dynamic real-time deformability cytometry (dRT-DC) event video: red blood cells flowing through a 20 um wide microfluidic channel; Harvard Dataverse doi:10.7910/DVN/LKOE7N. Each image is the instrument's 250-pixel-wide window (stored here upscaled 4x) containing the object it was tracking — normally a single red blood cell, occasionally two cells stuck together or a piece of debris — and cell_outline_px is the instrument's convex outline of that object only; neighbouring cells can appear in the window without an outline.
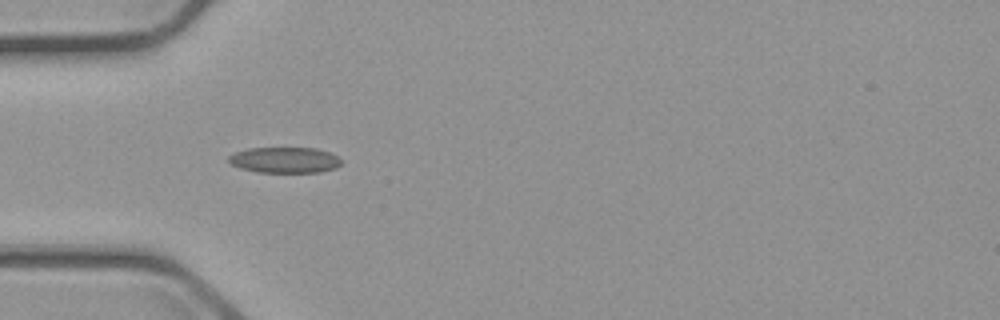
{"species": "common noctule bat (a hibernating species)", "species_latin": "Nyctalus noctula", "temperature_condition": "cold", "stored_images_in_passage": 5, "camera_frame_rate_fps": 3000, "um_per_image_px": 0.085, "animal": {"sex": "male", "body_mass_g": 23.1, "forearm_length_mm": 52.7}, "frame": {"image": 1, "passage_image": 4, "time_ms": 3.667, "image_size_px": [1000, 320], "cell_outline_px": [[340, 164], [336, 168], [320, 172], [256, 172], [240, 168], [232, 164], [228, 160], [228, 156], [236, 152], [248, 148], [316, 148], [328, 152], [336, 156], [340, 160]], "centroid_in_image_um": [24.18, 13.6], "position_along_channel_um": 60.8, "area_um2": 16.82}}
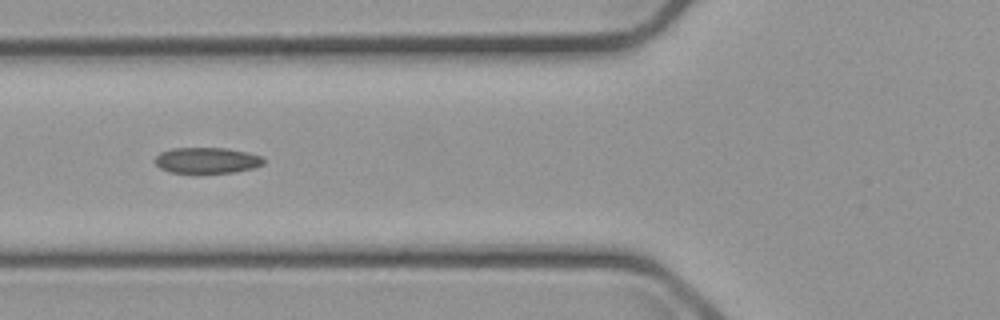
{"frame": {"image": 2, "passage_image": 5, "time_ms": 5.0, "image_size_px": [1000, 320], "cell_outline_px": [[264, 164], [256, 168], [236, 172], [172, 172], [160, 168], [156, 164], [156, 156], [160, 152], [172, 148], [228, 148], [248, 152], [264, 156]], "centroid_in_image_um": [17.66, 13.62], "position_along_channel_um": 108.1, "area_um2": 16.42}}